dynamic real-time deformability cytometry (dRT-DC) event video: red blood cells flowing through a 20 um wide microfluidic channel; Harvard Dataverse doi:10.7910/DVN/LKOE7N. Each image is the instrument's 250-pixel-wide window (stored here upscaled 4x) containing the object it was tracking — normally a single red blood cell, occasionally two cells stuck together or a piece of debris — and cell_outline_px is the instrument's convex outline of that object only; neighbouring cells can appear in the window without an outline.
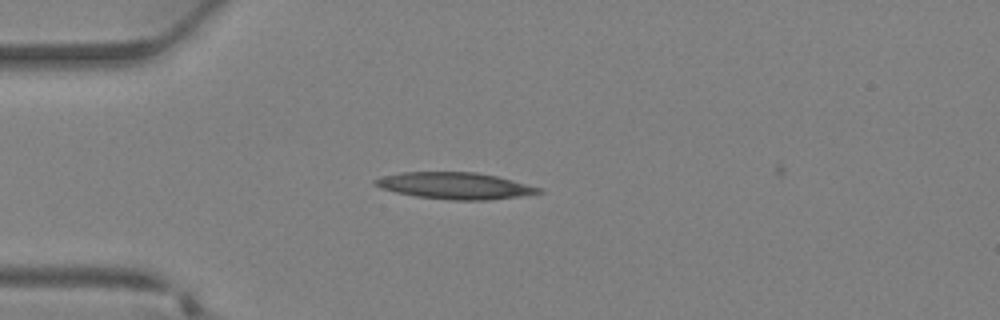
{"species": "Egyptian fruit bat (a non-hibernating species)", "species_latin": "Rousettus aegyptiacus", "temperature_condition": "warm", "stored_images_in_passage": 28, "camera_frame_rate_fps": 3000, "um_per_image_px": 0.085, "animal": {"sex": "female"}, "frame": {"image": 1, "passage_image": 1, "time_ms": 0.0, "image_size_px": [1000, 320], "cell_outline_px": [[544, 192], [520, 196], [488, 200], [448, 200], [416, 196], [396, 192], [380, 188], [372, 184], [372, 180], [384, 176], [400, 172], [476, 172], [496, 176], [544, 188]], "centroid_in_image_um": [38.68, 15.79], "position_along_channel_um": 46.3, "area_um2": 25.49}}
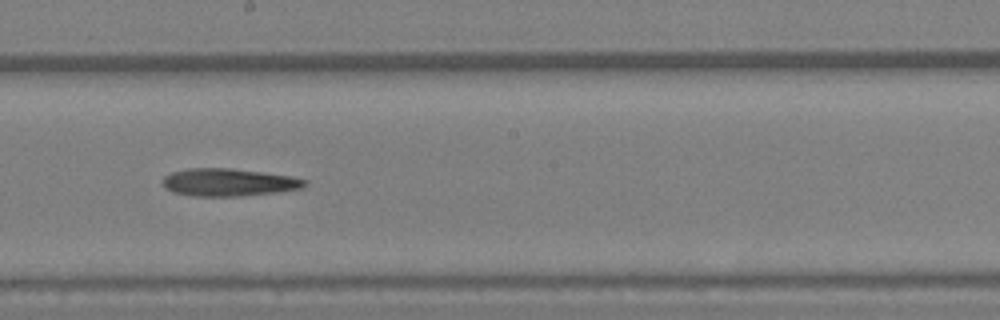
{"frame": {"image": 2, "passage_image": 12, "time_ms": 3.667, "image_size_px": [1000, 320], "cell_outline_px": [[308, 184], [300, 188], [276, 192], [236, 196], [196, 196], [172, 192], [164, 188], [160, 180], [164, 176], [172, 172], [188, 168], [232, 168], [292, 176], [308, 180]], "centroid_in_image_um": [19.39, 15.49], "position_along_channel_um": 228.8, "area_um2": 22.95}}
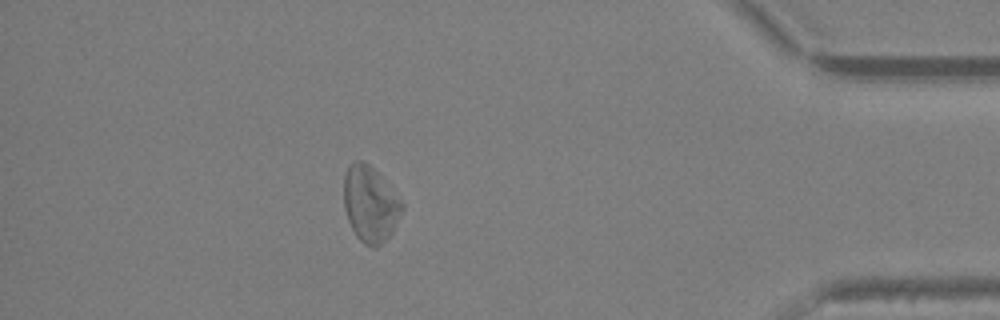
{"frame": {"image": 3, "passage_image": 24, "time_ms": 7.667, "image_size_px": [1000, 320], "cell_outline_px": [[404, 208], [392, 232], [376, 248], [372, 248], [364, 244], [356, 236], [348, 220], [344, 208], [344, 176], [348, 168], [356, 160], [364, 160], [376, 172], [404, 204]], "centroid_in_image_um": [31.45, 17.37], "position_along_channel_um": 403.7, "area_um2": 25.32}}